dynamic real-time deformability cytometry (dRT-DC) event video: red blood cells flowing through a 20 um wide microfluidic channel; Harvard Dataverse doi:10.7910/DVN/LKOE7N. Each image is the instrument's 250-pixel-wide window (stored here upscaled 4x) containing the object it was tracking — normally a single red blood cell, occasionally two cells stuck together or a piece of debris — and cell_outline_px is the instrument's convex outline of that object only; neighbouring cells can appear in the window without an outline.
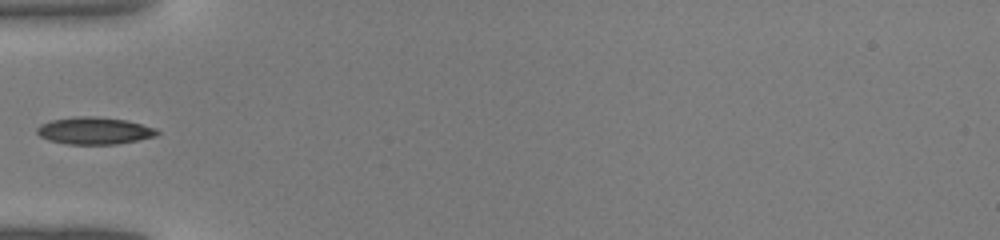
{"species": "common noctule bat (a hibernating species)", "species_latin": "Nyctalus noctula", "temperature_condition": "warm", "stored_images_in_passage": 29, "camera_frame_rate_fps": 3000, "um_per_image_px": 0.085, "animal": {"sex": "male", "body_mass_g": 19.0, "forearm_length_mm": 50.8}, "frame": {"image": 1, "passage_image": 1, "time_ms": 0.0, "image_size_px": [1000, 240], "cell_outline_px": [[160, 132], [156, 136], [116, 144], [68, 144], [48, 140], [40, 136], [36, 132], [36, 128], [40, 124], [52, 120], [76, 116], [100, 116], [128, 120], [156, 128]], "centroid_in_image_um": [8.02, 11.1], "position_along_channel_um": 77.0, "area_um2": 19.13}}
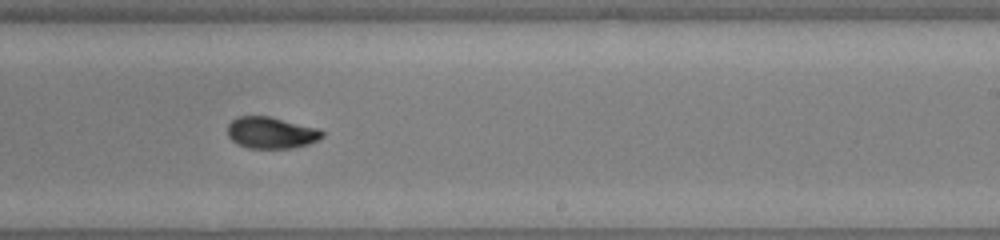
{"frame": {"image": 2, "passage_image": 13, "time_ms": 4.0, "image_size_px": [1000, 240], "cell_outline_px": [[324, 136], [320, 140], [308, 144], [292, 148], [248, 148], [236, 144], [228, 136], [228, 124], [236, 116], [268, 116], [320, 128], [324, 132]], "centroid_in_image_um": [23.07, 11.28], "position_along_channel_um": 265.9, "area_um2": 17.63}}
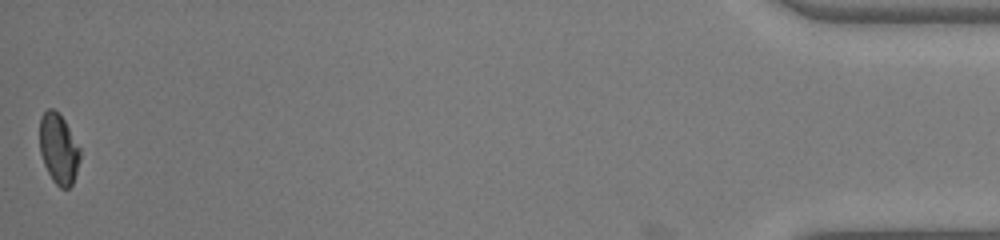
{"frame": {"image": 3, "passage_image": 29, "time_ms": 9.333, "image_size_px": [1000, 240], "cell_outline_px": [[80, 160], [72, 184], [68, 188], [60, 188], [52, 180], [44, 164], [40, 152], [40, 116], [48, 108], [52, 108], [64, 120], [80, 148]], "centroid_in_image_um": [4.98, 12.66], "position_along_channel_um": 430.2, "area_um2": 16.36}}